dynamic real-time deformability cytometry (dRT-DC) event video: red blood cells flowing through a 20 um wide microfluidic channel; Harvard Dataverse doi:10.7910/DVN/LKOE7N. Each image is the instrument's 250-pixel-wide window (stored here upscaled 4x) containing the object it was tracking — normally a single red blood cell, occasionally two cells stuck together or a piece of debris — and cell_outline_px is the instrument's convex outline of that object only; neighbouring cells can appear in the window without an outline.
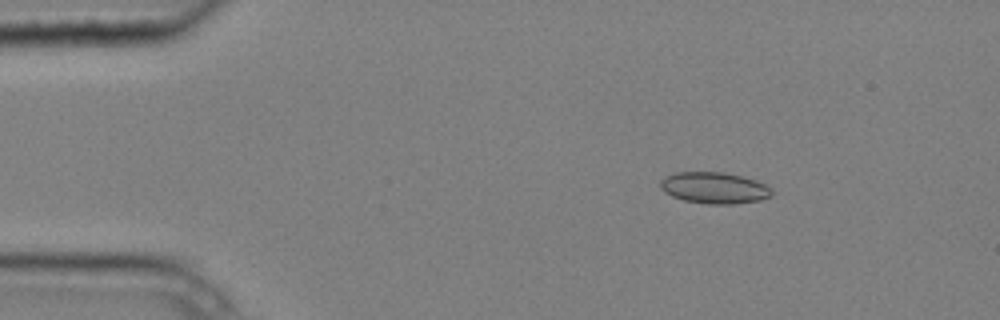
{"species": "common noctule bat (a hibernating species)", "species_latin": "Nyctalus noctula", "temperature_condition": "cold", "stored_images_in_passage": 4, "camera_frame_rate_fps": 3000, "um_per_image_px": 0.085, "animal": {"sex": "male", "body_mass_g": 20.4}, "frame": {"image": 1, "passage_image": 2, "time_ms": 0.333, "image_size_px": [1000, 320], "cell_outline_px": [[772, 196], [760, 200], [732, 204], [708, 204], [684, 200], [672, 196], [664, 192], [660, 188], [660, 180], [664, 176], [676, 172], [724, 172], [744, 176], [756, 180], [772, 188]], "centroid_in_image_um": [60.71, 15.96], "position_along_channel_um": 24.3, "area_um2": 20.58}}